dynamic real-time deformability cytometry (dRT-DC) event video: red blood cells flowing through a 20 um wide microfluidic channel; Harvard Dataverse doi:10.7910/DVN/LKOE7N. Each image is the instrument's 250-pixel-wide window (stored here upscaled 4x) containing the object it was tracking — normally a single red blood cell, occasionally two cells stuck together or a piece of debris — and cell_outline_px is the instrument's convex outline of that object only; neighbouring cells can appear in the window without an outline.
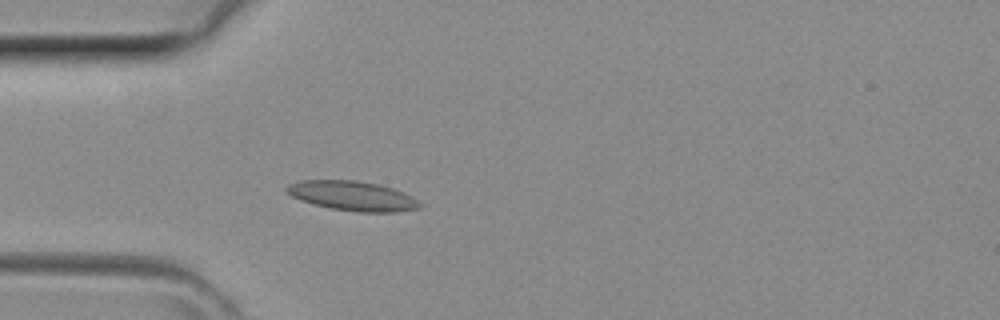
{"species": "common noctule bat (a hibernating species)", "species_latin": "Nyctalus noctula", "temperature_condition": "room temperature", "stored_images_in_passage": 37, "camera_frame_rate_fps": 3000, "um_per_image_px": 0.085, "animal": {"sex": "female", "body_mass_g": 29.2, "forearm_length_mm": 56.3}, "frame": {"image": 1, "passage_image": 7, "time_ms": 2.0, "image_size_px": [1000, 320], "cell_outline_px": [[424, 204], [420, 208], [396, 212], [356, 212], [332, 208], [312, 204], [300, 200], [284, 192], [284, 188], [288, 184], [300, 180], [356, 180], [380, 184], [392, 188]], "centroid_in_image_um": [29.9, 16.65], "position_along_channel_um": 55.1, "area_um2": 23.0}}
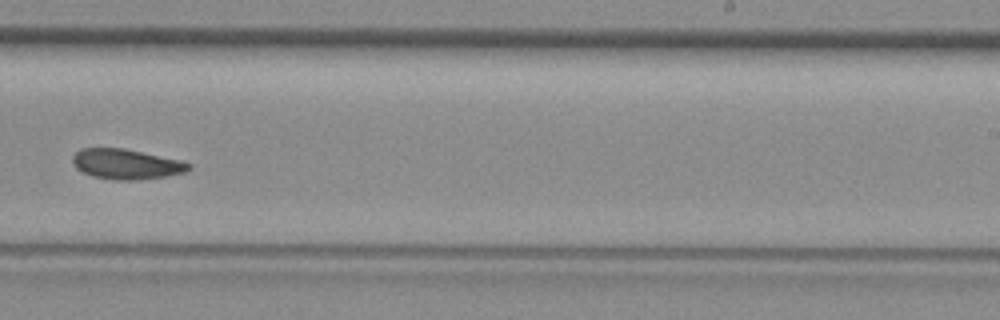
{"frame": {"image": 2, "passage_image": 21, "time_ms": 6.667, "image_size_px": [1000, 320], "cell_outline_px": [[192, 168], [184, 172], [168, 176], [136, 180], [112, 180], [92, 176], [76, 168], [72, 164], [72, 156], [80, 148], [120, 148], [180, 160], [192, 164]], "centroid_in_image_um": [10.71, 13.96], "position_along_channel_um": 278.3, "area_um2": 20.35}}
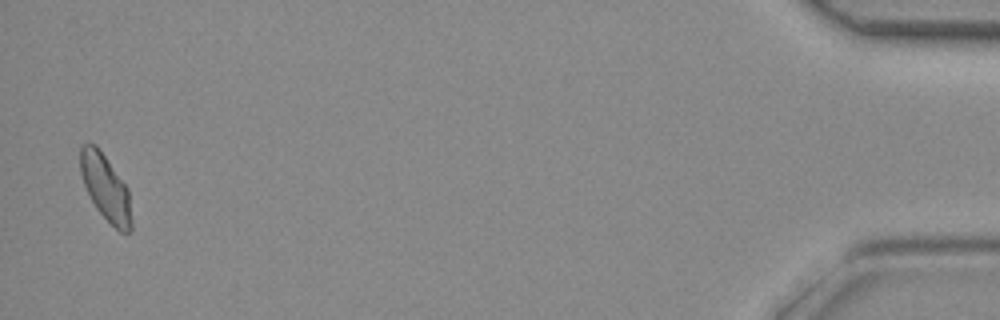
{"frame": {"image": 3, "passage_image": 36, "time_ms": 11.667, "image_size_px": [1000, 320], "cell_outline_px": [[132, 232], [120, 232], [96, 208], [84, 184], [80, 172], [80, 144], [96, 144], [128, 188], [132, 224]], "centroid_in_image_um": [8.98, 15.94], "position_along_channel_um": 426.2, "area_um2": 19.42}}